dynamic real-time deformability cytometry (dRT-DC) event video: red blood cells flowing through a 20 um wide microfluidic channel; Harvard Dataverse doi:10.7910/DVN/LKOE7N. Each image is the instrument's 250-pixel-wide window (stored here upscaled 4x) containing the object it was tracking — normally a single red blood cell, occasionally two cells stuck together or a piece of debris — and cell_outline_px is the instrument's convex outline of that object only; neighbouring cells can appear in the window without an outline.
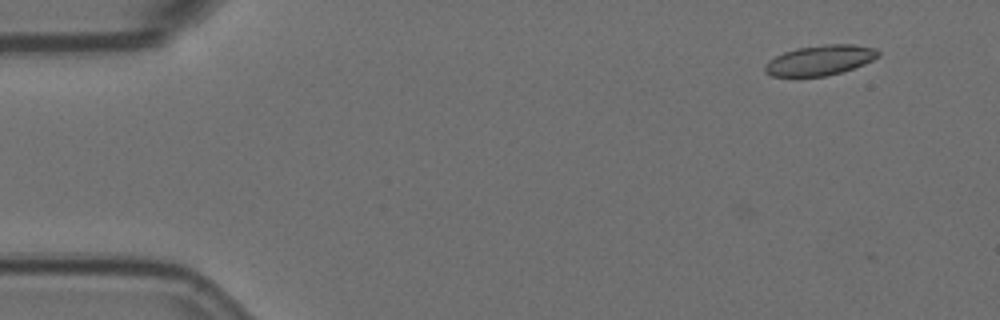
{"species": "Egyptian fruit bat (a non-hibernating species)", "species_latin": "Rousettus aegyptiacus", "temperature_condition": "room temperature", "stored_images_in_passage": 2, "camera_frame_rate_fps": 3000, "um_per_image_px": 0.085, "animal": {"sex": "female"}, "frame": {"image": 1, "passage_image": 2, "time_ms": 0.333, "image_size_px": [1000, 320], "cell_outline_px": [[880, 56], [864, 64], [840, 72], [824, 76], [772, 76], [764, 72], [764, 64], [768, 60], [784, 52], [796, 48], [824, 44], [852, 44], [876, 48], [880, 52]], "centroid_in_image_um": [69.69, 5.11], "position_along_channel_um": 15.3, "area_um2": 19.88}}